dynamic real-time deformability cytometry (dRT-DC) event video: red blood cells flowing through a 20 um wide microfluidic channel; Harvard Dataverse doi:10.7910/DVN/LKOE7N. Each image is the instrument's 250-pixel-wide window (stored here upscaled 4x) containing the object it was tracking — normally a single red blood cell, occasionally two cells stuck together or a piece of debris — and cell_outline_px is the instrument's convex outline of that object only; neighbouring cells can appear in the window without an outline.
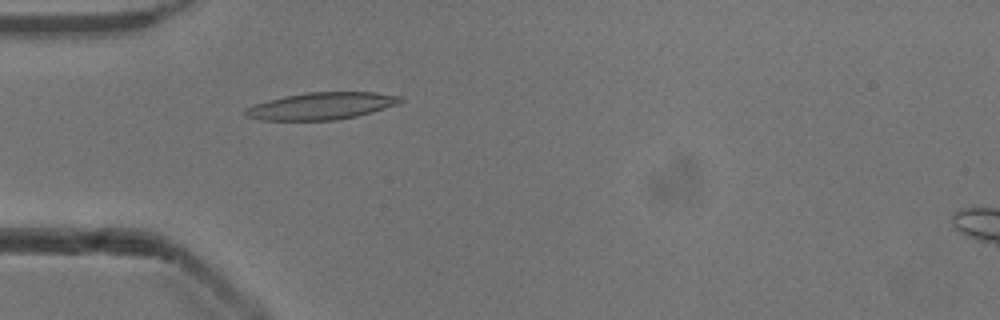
{"species": "common noctule bat (a hibernating species)", "species_latin": "Nyctalus noctula", "temperature_condition": "cold", "stored_images_in_passage": 53, "camera_frame_rate_fps": 3000, "um_per_image_px": 0.085, "animal": {"sex": "male", "body_mass_g": 13.3}, "frame": {"image": 1, "passage_image": 16, "time_ms": 5.0, "image_size_px": [1000, 320], "cell_outline_px": [[404, 100], [400, 104], [372, 112], [356, 116], [336, 120], [260, 120], [244, 116], [244, 108], [268, 100], [284, 96], [308, 92], [376, 92], [404, 96]], "centroid_in_image_um": [27.36, 9.0], "position_along_channel_um": 57.6, "area_um2": 24.68}}
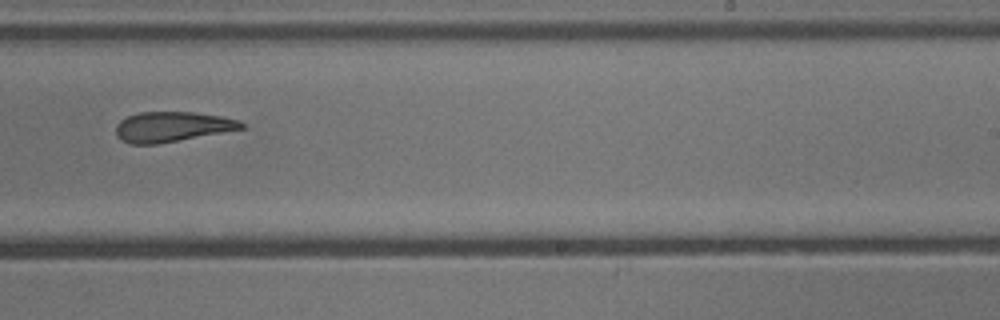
{"frame": {"image": 2, "passage_image": 33, "time_ms": 10.667, "image_size_px": [1000, 320], "cell_outline_px": [[244, 128], [156, 144], [128, 144], [120, 140], [116, 136], [116, 124], [120, 120], [128, 116], [140, 112], [192, 112], [220, 116], [236, 120], [244, 124]], "centroid_in_image_um": [14.54, 10.78], "position_along_channel_um": 274.5, "area_um2": 21.73}}
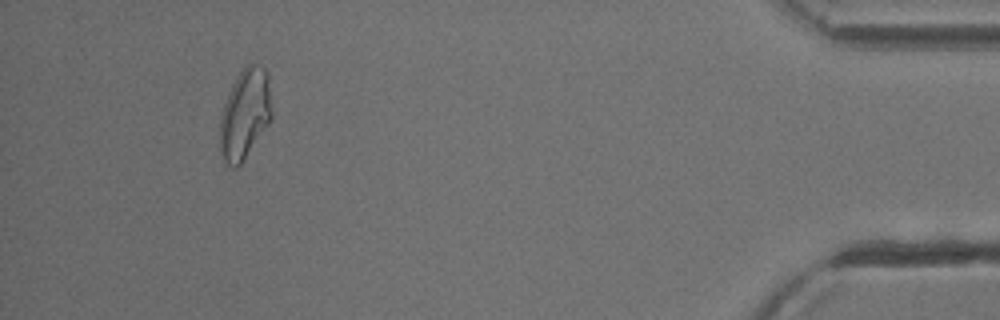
{"frame": {"image": 3, "passage_image": 49, "time_ms": 16.0, "image_size_px": [1000, 320], "cell_outline_px": [[272, 120], [240, 164], [236, 168], [232, 168], [224, 160], [220, 152], [220, 116], [224, 104], [232, 84], [244, 64], [252, 60], [264, 68], [268, 72], [272, 112]], "centroid_in_image_um": [20.83, 9.63], "position_along_channel_um": 414.4, "area_um2": 27.63}, "authors_computed_cell_mechanics": {"area_um2": 24.0448, "velocity_mm_per_s": 3.9025, "shape_relaxation_time_tau1_ms": 5.0968, "shape_relaxation_time_tau2_ms": 4.2278, "deformation_change_tau1": 0.1789, "deformation_change_tau2": 0.1444}}